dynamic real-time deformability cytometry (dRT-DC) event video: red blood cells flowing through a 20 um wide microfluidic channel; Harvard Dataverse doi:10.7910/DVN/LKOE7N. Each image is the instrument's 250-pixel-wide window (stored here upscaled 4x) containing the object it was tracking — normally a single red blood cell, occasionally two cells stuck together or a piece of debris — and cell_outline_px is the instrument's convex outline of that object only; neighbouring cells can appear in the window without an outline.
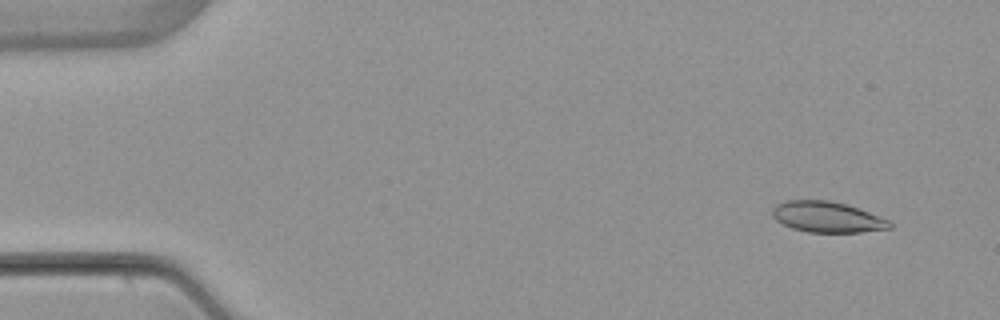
{"species": "common noctule bat (a hibernating species)", "species_latin": "Nyctalus noctula", "temperature_condition": "warm", "stored_images_in_passage": 4, "camera_frame_rate_fps": 3000, "um_per_image_px": 0.085, "animal": {"sex": "female", "body_mass_g": 22.7, "forearm_length_mm": 54.2}, "frame": {"image": 1, "passage_image": 1, "time_ms": 0.0, "image_size_px": [1000, 320], "cell_outline_px": [[892, 228], [860, 232], [808, 232], [792, 228], [776, 220], [772, 216], [772, 208], [776, 204], [784, 200], [828, 200], [844, 204], [892, 220]], "centroid_in_image_um": [70.3, 18.44], "position_along_channel_um": 14.7, "area_um2": 21.04}}
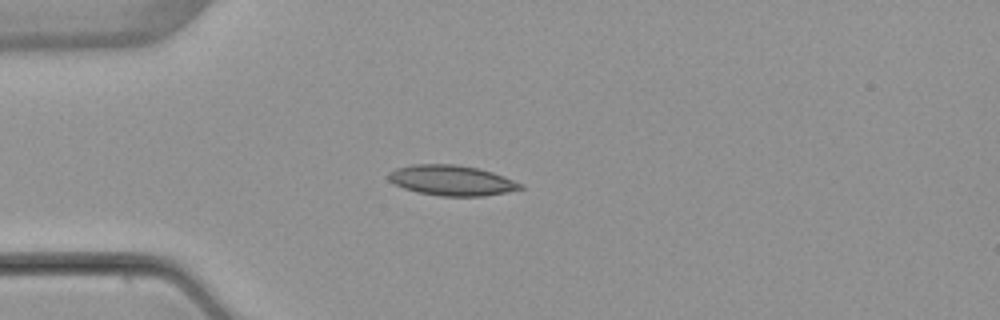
{"frame": {"image": 2, "passage_image": 4, "time_ms": 3.333, "image_size_px": [1000, 320], "cell_outline_px": [[524, 188], [484, 196], [440, 196], [416, 192], [404, 188], [388, 180], [388, 172], [396, 168], [412, 164], [452, 164], [476, 168], [492, 172], [504, 176], [524, 184]], "centroid_in_image_um": [38.37, 15.33], "position_along_channel_um": 46.6, "area_um2": 23.24}}